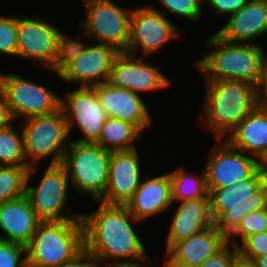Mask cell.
Here are the masks:
<instances>
[{"label":"cell","mask_w":267,"mask_h":267,"mask_svg":"<svg viewBox=\"0 0 267 267\" xmlns=\"http://www.w3.org/2000/svg\"><path fill=\"white\" fill-rule=\"evenodd\" d=\"M94 203L98 207L89 213L83 210L81 219L85 248L99 262L146 265L153 260L147 253L149 247L144 244L145 238L135 229L140 221L125 205H110L100 201Z\"/></svg>","instance_id":"6da1fadb"},{"label":"cell","mask_w":267,"mask_h":267,"mask_svg":"<svg viewBox=\"0 0 267 267\" xmlns=\"http://www.w3.org/2000/svg\"><path fill=\"white\" fill-rule=\"evenodd\" d=\"M203 82L205 91L198 125L214 139H225L258 105L255 86L243 80Z\"/></svg>","instance_id":"7a4b0ae2"},{"label":"cell","mask_w":267,"mask_h":267,"mask_svg":"<svg viewBox=\"0 0 267 267\" xmlns=\"http://www.w3.org/2000/svg\"><path fill=\"white\" fill-rule=\"evenodd\" d=\"M203 43L211 51L194 60L193 67L201 72L204 81L243 80L254 86L257 84L261 61L266 52L262 43H231L215 33Z\"/></svg>","instance_id":"3957f363"},{"label":"cell","mask_w":267,"mask_h":267,"mask_svg":"<svg viewBox=\"0 0 267 267\" xmlns=\"http://www.w3.org/2000/svg\"><path fill=\"white\" fill-rule=\"evenodd\" d=\"M207 190L212 221L226 237L245 215L267 209V181L262 167L230 187Z\"/></svg>","instance_id":"277c9868"},{"label":"cell","mask_w":267,"mask_h":267,"mask_svg":"<svg viewBox=\"0 0 267 267\" xmlns=\"http://www.w3.org/2000/svg\"><path fill=\"white\" fill-rule=\"evenodd\" d=\"M84 248L82 219L40 222L26 246L27 267H60Z\"/></svg>","instance_id":"5b68a950"},{"label":"cell","mask_w":267,"mask_h":267,"mask_svg":"<svg viewBox=\"0 0 267 267\" xmlns=\"http://www.w3.org/2000/svg\"><path fill=\"white\" fill-rule=\"evenodd\" d=\"M40 166L29 167L26 183V196L38 219L41 222L81 219L82 211H72L68 206L72 188L65 167L61 163L48 164L39 181L33 182ZM35 182L37 185H32Z\"/></svg>","instance_id":"8992f818"},{"label":"cell","mask_w":267,"mask_h":267,"mask_svg":"<svg viewBox=\"0 0 267 267\" xmlns=\"http://www.w3.org/2000/svg\"><path fill=\"white\" fill-rule=\"evenodd\" d=\"M111 152L96 143L71 141L61 164L65 167L72 192L99 201L105 194Z\"/></svg>","instance_id":"52a82bcc"},{"label":"cell","mask_w":267,"mask_h":267,"mask_svg":"<svg viewBox=\"0 0 267 267\" xmlns=\"http://www.w3.org/2000/svg\"><path fill=\"white\" fill-rule=\"evenodd\" d=\"M18 121L23 134L24 153L29 166L59 164L71 143L68 124L60 108L54 113ZM47 159V160H46ZM45 160V161H44Z\"/></svg>","instance_id":"ba28073f"},{"label":"cell","mask_w":267,"mask_h":267,"mask_svg":"<svg viewBox=\"0 0 267 267\" xmlns=\"http://www.w3.org/2000/svg\"><path fill=\"white\" fill-rule=\"evenodd\" d=\"M85 17L80 28L89 40L126 52L130 38L132 8L113 0H81Z\"/></svg>","instance_id":"9c48e42d"},{"label":"cell","mask_w":267,"mask_h":267,"mask_svg":"<svg viewBox=\"0 0 267 267\" xmlns=\"http://www.w3.org/2000/svg\"><path fill=\"white\" fill-rule=\"evenodd\" d=\"M150 3L140 7H132L130 38L126 53L149 57L165 49L172 40L181 35L179 26ZM138 53H140L138 55Z\"/></svg>","instance_id":"30bf717a"},{"label":"cell","mask_w":267,"mask_h":267,"mask_svg":"<svg viewBox=\"0 0 267 267\" xmlns=\"http://www.w3.org/2000/svg\"><path fill=\"white\" fill-rule=\"evenodd\" d=\"M1 92L16 122L32 116L51 114L60 109L59 93L16 73L4 71Z\"/></svg>","instance_id":"8fae6325"},{"label":"cell","mask_w":267,"mask_h":267,"mask_svg":"<svg viewBox=\"0 0 267 267\" xmlns=\"http://www.w3.org/2000/svg\"><path fill=\"white\" fill-rule=\"evenodd\" d=\"M61 95L60 108L68 124L71 141L95 143L100 136L104 122L108 118L105 109L92 87H76ZM78 130H76V129ZM79 131L82 137L72 139V131Z\"/></svg>","instance_id":"7c38bea8"},{"label":"cell","mask_w":267,"mask_h":267,"mask_svg":"<svg viewBox=\"0 0 267 267\" xmlns=\"http://www.w3.org/2000/svg\"><path fill=\"white\" fill-rule=\"evenodd\" d=\"M149 58L120 52L114 59L104 84L111 88H126L139 95L143 94V97L144 94L162 92L171 87L173 80H169L160 65L153 64Z\"/></svg>","instance_id":"4fadbf2b"},{"label":"cell","mask_w":267,"mask_h":267,"mask_svg":"<svg viewBox=\"0 0 267 267\" xmlns=\"http://www.w3.org/2000/svg\"><path fill=\"white\" fill-rule=\"evenodd\" d=\"M61 27H57L46 17H25L17 15V58L49 70L57 56L58 36ZM43 67V68H42Z\"/></svg>","instance_id":"5bb4252c"},{"label":"cell","mask_w":267,"mask_h":267,"mask_svg":"<svg viewBox=\"0 0 267 267\" xmlns=\"http://www.w3.org/2000/svg\"><path fill=\"white\" fill-rule=\"evenodd\" d=\"M214 140L203 166L207 189L230 187L261 167L258 159L232 147L225 139Z\"/></svg>","instance_id":"9a60e30c"},{"label":"cell","mask_w":267,"mask_h":267,"mask_svg":"<svg viewBox=\"0 0 267 267\" xmlns=\"http://www.w3.org/2000/svg\"><path fill=\"white\" fill-rule=\"evenodd\" d=\"M139 154L137 148L111 152L108 181L100 202L110 205H126L131 199L145 175Z\"/></svg>","instance_id":"2e32d148"},{"label":"cell","mask_w":267,"mask_h":267,"mask_svg":"<svg viewBox=\"0 0 267 267\" xmlns=\"http://www.w3.org/2000/svg\"><path fill=\"white\" fill-rule=\"evenodd\" d=\"M119 53L112 46L90 41L82 55L70 63L57 77L65 85L70 84V87L75 84L77 87H93L104 83Z\"/></svg>","instance_id":"e0dca14e"},{"label":"cell","mask_w":267,"mask_h":267,"mask_svg":"<svg viewBox=\"0 0 267 267\" xmlns=\"http://www.w3.org/2000/svg\"><path fill=\"white\" fill-rule=\"evenodd\" d=\"M92 88L108 117L131 123L144 134L150 129L153 118L148 103L145 102L147 101L146 97L143 98L126 88L108 87L104 83L97 84Z\"/></svg>","instance_id":"ac0fdd59"},{"label":"cell","mask_w":267,"mask_h":267,"mask_svg":"<svg viewBox=\"0 0 267 267\" xmlns=\"http://www.w3.org/2000/svg\"><path fill=\"white\" fill-rule=\"evenodd\" d=\"M215 34L231 43L260 44L267 36V0H248Z\"/></svg>","instance_id":"d6986e66"},{"label":"cell","mask_w":267,"mask_h":267,"mask_svg":"<svg viewBox=\"0 0 267 267\" xmlns=\"http://www.w3.org/2000/svg\"><path fill=\"white\" fill-rule=\"evenodd\" d=\"M172 203L170 176L169 172H166L150 177L143 176L138 189L125 206L138 221L143 223L151 217L159 214L162 216L164 212H169Z\"/></svg>","instance_id":"ffe728a7"},{"label":"cell","mask_w":267,"mask_h":267,"mask_svg":"<svg viewBox=\"0 0 267 267\" xmlns=\"http://www.w3.org/2000/svg\"><path fill=\"white\" fill-rule=\"evenodd\" d=\"M172 207L176 211L168 224L166 244H164L165 253L177 242L200 233L214 224L210 214L209 199L173 202Z\"/></svg>","instance_id":"44dd1931"},{"label":"cell","mask_w":267,"mask_h":267,"mask_svg":"<svg viewBox=\"0 0 267 267\" xmlns=\"http://www.w3.org/2000/svg\"><path fill=\"white\" fill-rule=\"evenodd\" d=\"M40 222L26 195L0 204L2 241L27 246Z\"/></svg>","instance_id":"7402d4cb"},{"label":"cell","mask_w":267,"mask_h":267,"mask_svg":"<svg viewBox=\"0 0 267 267\" xmlns=\"http://www.w3.org/2000/svg\"><path fill=\"white\" fill-rule=\"evenodd\" d=\"M225 140L261 162L267 156V104H258Z\"/></svg>","instance_id":"603a6c76"},{"label":"cell","mask_w":267,"mask_h":267,"mask_svg":"<svg viewBox=\"0 0 267 267\" xmlns=\"http://www.w3.org/2000/svg\"><path fill=\"white\" fill-rule=\"evenodd\" d=\"M227 244V237L213 224L205 230L177 242L167 254L175 261L199 267Z\"/></svg>","instance_id":"cb8c5ba5"},{"label":"cell","mask_w":267,"mask_h":267,"mask_svg":"<svg viewBox=\"0 0 267 267\" xmlns=\"http://www.w3.org/2000/svg\"><path fill=\"white\" fill-rule=\"evenodd\" d=\"M141 138L143 133L135 125L108 117L95 143L110 152L126 151L137 148Z\"/></svg>","instance_id":"d4e9b609"},{"label":"cell","mask_w":267,"mask_h":267,"mask_svg":"<svg viewBox=\"0 0 267 267\" xmlns=\"http://www.w3.org/2000/svg\"><path fill=\"white\" fill-rule=\"evenodd\" d=\"M191 172L183 165L169 172L173 202L209 199L204 168Z\"/></svg>","instance_id":"484cf974"},{"label":"cell","mask_w":267,"mask_h":267,"mask_svg":"<svg viewBox=\"0 0 267 267\" xmlns=\"http://www.w3.org/2000/svg\"><path fill=\"white\" fill-rule=\"evenodd\" d=\"M16 124L18 123L15 121L9 127L0 129V166L28 165L22 130Z\"/></svg>","instance_id":"4316f807"},{"label":"cell","mask_w":267,"mask_h":267,"mask_svg":"<svg viewBox=\"0 0 267 267\" xmlns=\"http://www.w3.org/2000/svg\"><path fill=\"white\" fill-rule=\"evenodd\" d=\"M29 167L0 166V204L26 195Z\"/></svg>","instance_id":"83f0119b"},{"label":"cell","mask_w":267,"mask_h":267,"mask_svg":"<svg viewBox=\"0 0 267 267\" xmlns=\"http://www.w3.org/2000/svg\"><path fill=\"white\" fill-rule=\"evenodd\" d=\"M79 30L81 31H79V34H82L80 36L85 39L83 41L80 38L78 40L77 38L71 37L63 30L60 31L56 60L50 69L52 74L59 75L70 63L82 55L85 47L90 42L86 33L81 28Z\"/></svg>","instance_id":"f1b7e54d"},{"label":"cell","mask_w":267,"mask_h":267,"mask_svg":"<svg viewBox=\"0 0 267 267\" xmlns=\"http://www.w3.org/2000/svg\"><path fill=\"white\" fill-rule=\"evenodd\" d=\"M149 3L156 10H158L168 18L171 14H175V19L176 17H180V19H185L186 22L190 21L191 23L194 22L195 24L196 22L204 18L202 17L204 16V4L201 3L199 0H157L159 8L162 6L165 10L163 8L159 9L158 6H156V3L154 2L149 1ZM167 12L169 15L167 14Z\"/></svg>","instance_id":"f546056e"},{"label":"cell","mask_w":267,"mask_h":267,"mask_svg":"<svg viewBox=\"0 0 267 267\" xmlns=\"http://www.w3.org/2000/svg\"><path fill=\"white\" fill-rule=\"evenodd\" d=\"M267 231V209L245 215L239 225L227 236V243L238 246L246 237Z\"/></svg>","instance_id":"4dcf8cb0"},{"label":"cell","mask_w":267,"mask_h":267,"mask_svg":"<svg viewBox=\"0 0 267 267\" xmlns=\"http://www.w3.org/2000/svg\"><path fill=\"white\" fill-rule=\"evenodd\" d=\"M17 16L0 14V56L17 58Z\"/></svg>","instance_id":"1f68e13d"},{"label":"cell","mask_w":267,"mask_h":267,"mask_svg":"<svg viewBox=\"0 0 267 267\" xmlns=\"http://www.w3.org/2000/svg\"><path fill=\"white\" fill-rule=\"evenodd\" d=\"M0 267H27L26 246L0 240Z\"/></svg>","instance_id":"d6a6232c"},{"label":"cell","mask_w":267,"mask_h":267,"mask_svg":"<svg viewBox=\"0 0 267 267\" xmlns=\"http://www.w3.org/2000/svg\"><path fill=\"white\" fill-rule=\"evenodd\" d=\"M237 249L239 257L248 261L267 255V231L246 237Z\"/></svg>","instance_id":"836d02e7"},{"label":"cell","mask_w":267,"mask_h":267,"mask_svg":"<svg viewBox=\"0 0 267 267\" xmlns=\"http://www.w3.org/2000/svg\"><path fill=\"white\" fill-rule=\"evenodd\" d=\"M238 258L237 247L227 243L219 252L209 257L199 267H232Z\"/></svg>","instance_id":"e575fe53"},{"label":"cell","mask_w":267,"mask_h":267,"mask_svg":"<svg viewBox=\"0 0 267 267\" xmlns=\"http://www.w3.org/2000/svg\"><path fill=\"white\" fill-rule=\"evenodd\" d=\"M248 0H208L204 4V9L211 8L216 17H229L232 14H235L239 9H241ZM208 5V6H207ZM207 6V7H206Z\"/></svg>","instance_id":"d590c367"},{"label":"cell","mask_w":267,"mask_h":267,"mask_svg":"<svg viewBox=\"0 0 267 267\" xmlns=\"http://www.w3.org/2000/svg\"><path fill=\"white\" fill-rule=\"evenodd\" d=\"M255 92L258 104H267V51L261 61L260 76L255 85Z\"/></svg>","instance_id":"8d00e7d4"},{"label":"cell","mask_w":267,"mask_h":267,"mask_svg":"<svg viewBox=\"0 0 267 267\" xmlns=\"http://www.w3.org/2000/svg\"><path fill=\"white\" fill-rule=\"evenodd\" d=\"M99 261L84 248L71 260L64 262L60 267H98Z\"/></svg>","instance_id":"74e56055"},{"label":"cell","mask_w":267,"mask_h":267,"mask_svg":"<svg viewBox=\"0 0 267 267\" xmlns=\"http://www.w3.org/2000/svg\"><path fill=\"white\" fill-rule=\"evenodd\" d=\"M15 120L2 92H0V129L9 127Z\"/></svg>","instance_id":"f35d334b"},{"label":"cell","mask_w":267,"mask_h":267,"mask_svg":"<svg viewBox=\"0 0 267 267\" xmlns=\"http://www.w3.org/2000/svg\"><path fill=\"white\" fill-rule=\"evenodd\" d=\"M163 257H164L163 263L167 267H191V266H187V265H183L178 262H175L167 253H165Z\"/></svg>","instance_id":"ab89813d"},{"label":"cell","mask_w":267,"mask_h":267,"mask_svg":"<svg viewBox=\"0 0 267 267\" xmlns=\"http://www.w3.org/2000/svg\"><path fill=\"white\" fill-rule=\"evenodd\" d=\"M251 262L254 267H267V255L255 257Z\"/></svg>","instance_id":"60d3db41"},{"label":"cell","mask_w":267,"mask_h":267,"mask_svg":"<svg viewBox=\"0 0 267 267\" xmlns=\"http://www.w3.org/2000/svg\"><path fill=\"white\" fill-rule=\"evenodd\" d=\"M232 267H254L253 263L251 261L242 259V258H238Z\"/></svg>","instance_id":"b9f144b4"},{"label":"cell","mask_w":267,"mask_h":267,"mask_svg":"<svg viewBox=\"0 0 267 267\" xmlns=\"http://www.w3.org/2000/svg\"><path fill=\"white\" fill-rule=\"evenodd\" d=\"M98 267H145V265H132V264H105L99 262Z\"/></svg>","instance_id":"7bdbcfd3"},{"label":"cell","mask_w":267,"mask_h":267,"mask_svg":"<svg viewBox=\"0 0 267 267\" xmlns=\"http://www.w3.org/2000/svg\"><path fill=\"white\" fill-rule=\"evenodd\" d=\"M261 167L267 181V156L261 161Z\"/></svg>","instance_id":"ee69618b"},{"label":"cell","mask_w":267,"mask_h":267,"mask_svg":"<svg viewBox=\"0 0 267 267\" xmlns=\"http://www.w3.org/2000/svg\"><path fill=\"white\" fill-rule=\"evenodd\" d=\"M153 262L154 261H152V260H150L146 265H145V267H155L157 264H155V265H153ZM151 265H153V266H151ZM162 267H167L164 263H162V265H161Z\"/></svg>","instance_id":"f6af8a7d"},{"label":"cell","mask_w":267,"mask_h":267,"mask_svg":"<svg viewBox=\"0 0 267 267\" xmlns=\"http://www.w3.org/2000/svg\"><path fill=\"white\" fill-rule=\"evenodd\" d=\"M3 74H4V71H0V92H1V88H2V78H3Z\"/></svg>","instance_id":"bcb514c9"},{"label":"cell","mask_w":267,"mask_h":267,"mask_svg":"<svg viewBox=\"0 0 267 267\" xmlns=\"http://www.w3.org/2000/svg\"><path fill=\"white\" fill-rule=\"evenodd\" d=\"M201 3L205 4L208 0H199Z\"/></svg>","instance_id":"7dc6e473"}]
</instances>
